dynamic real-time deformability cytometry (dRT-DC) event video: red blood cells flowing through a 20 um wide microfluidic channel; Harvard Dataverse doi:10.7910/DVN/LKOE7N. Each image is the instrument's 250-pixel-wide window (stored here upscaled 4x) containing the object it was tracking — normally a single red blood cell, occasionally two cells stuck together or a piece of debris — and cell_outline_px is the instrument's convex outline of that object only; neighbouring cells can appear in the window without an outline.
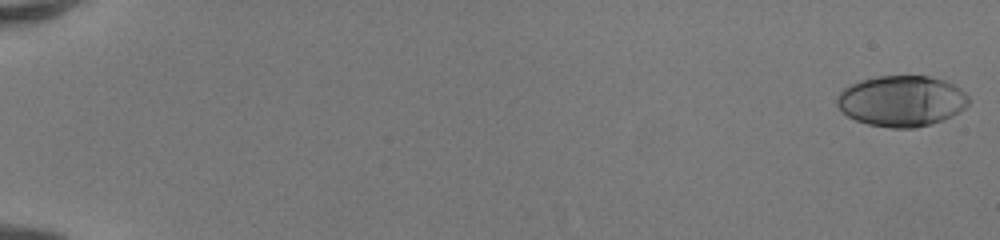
{"species": "human", "species_latin": "Homo sapiens", "temperature_condition": "room temperature", "stored_images_in_passage": 51, "camera_frame_rate_fps": 3000, "um_per_image_px": 0.085, "donor": {"sex": "female"}, "frame": {"image": 1, "passage_image": 1, "time_ms": 0.0, "image_size_px": [1000, 240], "cell_outline_px": [[968, 104], [960, 112], [952, 116], [928, 124], [912, 128], [892, 128], [868, 124], [856, 120], [848, 116], [836, 104], [836, 96], [844, 88], [860, 80], [876, 76], [928, 76], [944, 80], [960, 88], [968, 96]], "centroid_in_image_um": [76.62, 8.57], "position_along_channel_um": 8.4, "area_um2": 38.84}}
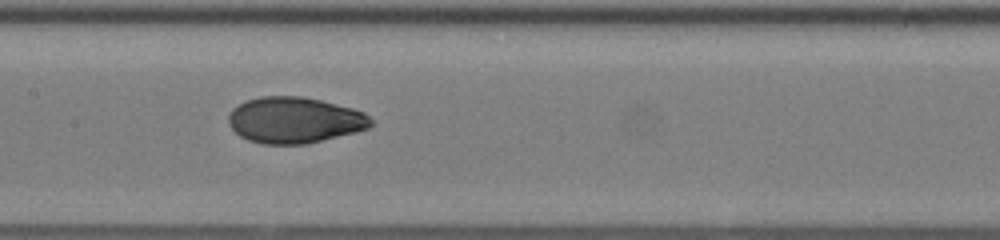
{"frame": {"image": 2, "passage_image": 28, "time_ms": 9.0, "image_size_px": [1000, 240], "cell_outline_px": [[372, 124], [368, 128], [356, 132], [308, 144], [264, 144], [248, 140], [240, 136], [228, 124], [228, 116], [232, 108], [248, 100], [260, 96], [300, 96], [320, 100], [352, 108], [364, 112], [372, 120]], "centroid_in_image_um": [25.03, 10.21], "position_along_channel_um": 182.4, "area_um2": 38.26}}
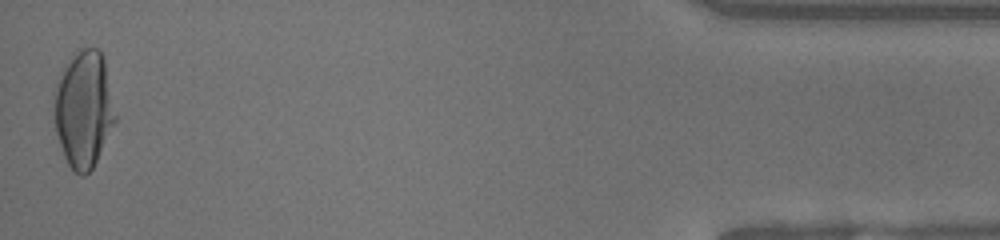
{"frame": {"image": 3, "passage_image": 51, "time_ms": 16.667, "image_size_px": [1000, 240], "cell_outline_px": [[116, 120], [92, 168], [84, 176], [80, 176], [68, 164], [64, 156], [56, 132], [56, 80], [64, 64], [80, 48], [100, 48], [104, 56], [116, 116]], "centroid_in_image_um": [7.13, 9.23], "position_along_channel_um": 428.1, "area_um2": 41.15}, "authors_computed_cell_mechanics": {"area_um2": 37.9168, "velocity_mm_per_s": 4.1743, "shape_relaxation_time_tau1_ms": 5.8549, "shape_relaxation_time_tau2_ms": 0.6864, "deformation_change_tau1": 0.2435, "deformation_change_tau2": 0.0414}}